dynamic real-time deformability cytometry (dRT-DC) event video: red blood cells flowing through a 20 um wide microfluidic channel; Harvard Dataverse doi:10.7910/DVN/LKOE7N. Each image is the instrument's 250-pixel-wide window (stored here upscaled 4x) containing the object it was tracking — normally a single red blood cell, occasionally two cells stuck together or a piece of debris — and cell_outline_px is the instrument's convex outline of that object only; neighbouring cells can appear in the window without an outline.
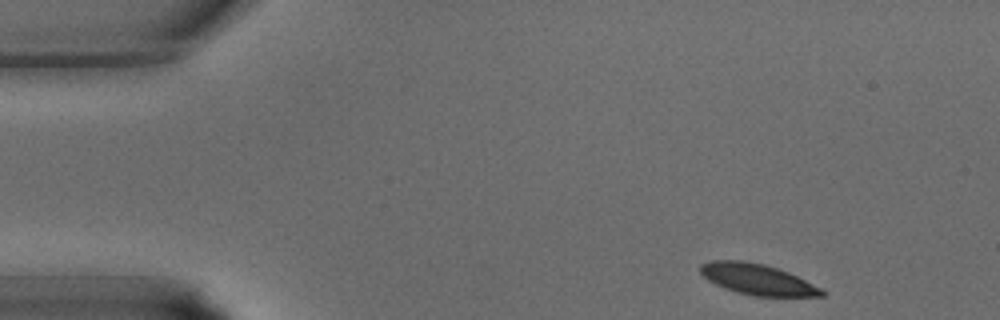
{"species": "common noctule bat (a hibernating species)", "species_latin": "Nyctalus noctula", "temperature_condition": "warm", "stored_images_in_passage": 37, "segment_of_instrument_passage": [1, 2], "camera_frame_rate_fps": 3000, "um_per_image_px": 0.085, "animal": {"sex": "male", "body_mass_g": 15.6}, "frame": {"image": 1, "passage_image": 1, "time_ms": 0.0, "image_size_px": [1000, 320], "cell_outline_px": [[828, 292], [824, 296], [756, 296], [736, 292], [724, 288], [708, 280], [700, 272], [700, 264], [712, 260], [744, 260], [764, 264], [788, 272]], "centroid_in_image_um": [64.36, 23.74], "position_along_channel_um": 20.6, "area_um2": 21.68}}
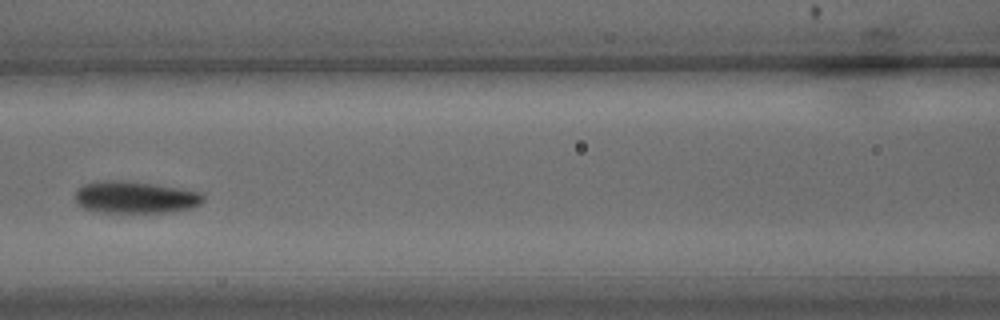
{"frame": {"image": 2, "passage_image": 14, "time_ms": 4.333, "image_size_px": [1000, 320], "cell_outline_px": [[204, 200], [200, 204], [192, 208], [176, 212], [92, 212], [80, 208], [76, 204], [72, 196], [76, 188], [80, 184], [96, 180], [124, 180], [152, 184], [204, 192]], "centroid_in_image_um": [11.39, 16.77], "position_along_channel_um": 155.2, "area_um2": 24.8}}
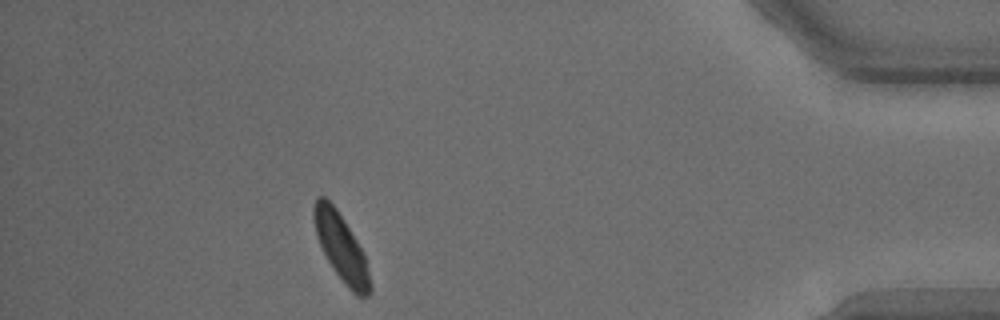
{"frame": {"image": 3, "passage_image": 32, "time_ms": 10.333, "image_size_px": [1000, 320], "cell_outline_px": [[372, 292], [368, 296], [356, 296], [348, 288], [332, 268], [320, 244], [316, 232], [312, 216], [312, 208], [316, 200], [320, 196], [324, 196], [336, 208], [344, 220], [364, 252], [372, 284]], "centroid_in_image_um": [29.02, 21.06], "position_along_channel_um": 406.2, "area_um2": 21.96}}